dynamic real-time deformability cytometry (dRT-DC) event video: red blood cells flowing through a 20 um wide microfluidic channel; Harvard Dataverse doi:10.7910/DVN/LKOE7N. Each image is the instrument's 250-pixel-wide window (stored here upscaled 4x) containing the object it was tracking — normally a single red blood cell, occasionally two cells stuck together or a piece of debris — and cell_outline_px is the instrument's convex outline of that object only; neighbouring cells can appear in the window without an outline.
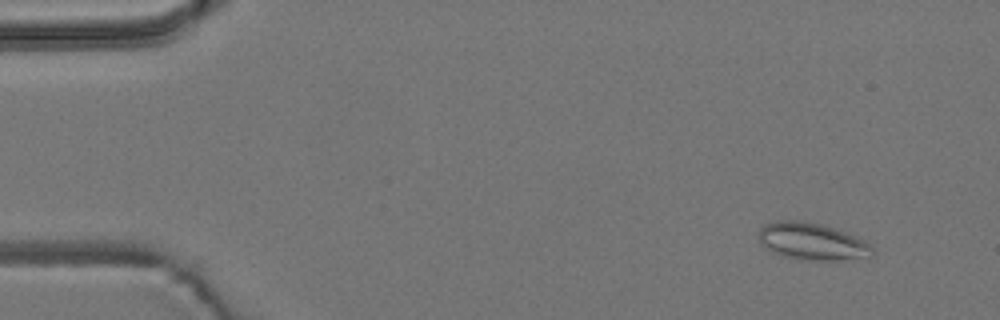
{"species": "common noctule bat (a hibernating species)", "species_latin": "Nyctalus noctula", "temperature_condition": "room temperature", "stored_images_in_passage": 5, "camera_frame_rate_fps": 3000, "um_per_image_px": 0.085, "animal": {"sex": "male", "body_mass_g": 19.2, "forearm_length_mm": 51.8}, "frame": {"image": 1, "passage_image": 2, "time_ms": 1.333, "image_size_px": [1000, 320], "cell_outline_px": [[872, 256], [844, 260], [800, 260], [784, 256], [760, 244], [760, 228], [764, 224], [776, 220], [796, 220], [824, 224], [864, 240], [872, 248]], "centroid_in_image_um": [69.02, 20.52], "position_along_channel_um": 16.0, "area_um2": 24.39}}